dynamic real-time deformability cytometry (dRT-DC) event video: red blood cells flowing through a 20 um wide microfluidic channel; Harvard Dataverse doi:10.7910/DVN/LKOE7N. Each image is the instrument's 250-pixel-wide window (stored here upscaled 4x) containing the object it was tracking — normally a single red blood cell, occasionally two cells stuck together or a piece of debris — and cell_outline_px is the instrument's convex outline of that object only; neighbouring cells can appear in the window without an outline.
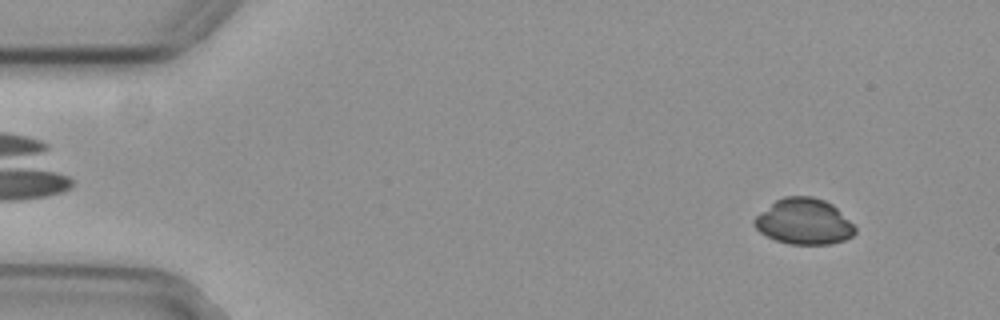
{"species": "common noctule bat (a hibernating species)", "species_latin": "Nyctalus noctula", "temperature_condition": "cold", "stored_images_in_passage": 52, "camera_frame_rate_fps": 3000, "um_per_image_px": 0.085, "animal": {"sex": "female", "body_mass_g": 29.2, "forearm_length_mm": 56.3}, "frame": {"image": 1, "passage_image": 5, "time_ms": 1.333, "image_size_px": [1000, 320], "cell_outline_px": [[856, 232], [852, 236], [844, 240], [832, 244], [788, 244], [776, 240], [760, 232], [752, 224], [752, 220], [756, 216], [776, 200], [784, 196], [812, 196], [824, 200], [832, 204], [856, 228]], "centroid_in_image_um": [68.32, 18.84], "position_along_channel_um": 16.7, "area_um2": 26.76}}
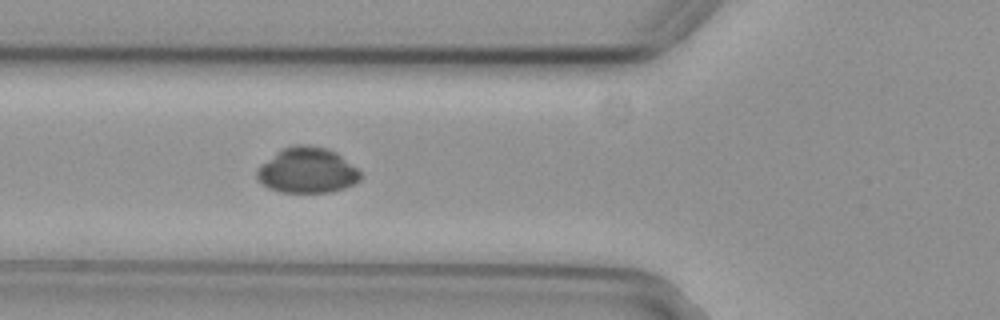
{"frame": {"image": 2, "passage_image": 20, "time_ms": 6.333, "image_size_px": [1000, 320], "cell_outline_px": [[360, 180], [344, 188], [332, 192], [280, 192], [268, 188], [256, 176], [256, 172], [260, 164], [276, 152], [284, 148], [296, 144], [308, 144], [328, 148], [336, 152], [356, 168], [360, 172]], "centroid_in_image_um": [26.1, 14.47], "position_along_channel_um": 99.7, "area_um2": 27.4}}
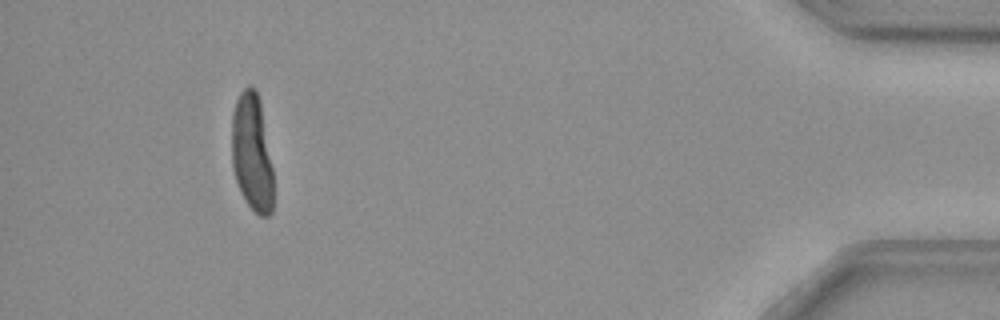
{"frame": {"image": 3, "passage_image": 51, "time_ms": 16.667, "image_size_px": [1000, 320], "cell_outline_px": [[272, 212], [268, 216], [260, 216], [244, 200], [240, 192], [232, 168], [232, 112], [236, 100], [240, 92], [248, 84], [252, 84], [256, 88], [260, 100], [272, 168]], "centroid_in_image_um": [21.39, 12.93], "position_along_channel_um": 413.8, "area_um2": 28.61}}